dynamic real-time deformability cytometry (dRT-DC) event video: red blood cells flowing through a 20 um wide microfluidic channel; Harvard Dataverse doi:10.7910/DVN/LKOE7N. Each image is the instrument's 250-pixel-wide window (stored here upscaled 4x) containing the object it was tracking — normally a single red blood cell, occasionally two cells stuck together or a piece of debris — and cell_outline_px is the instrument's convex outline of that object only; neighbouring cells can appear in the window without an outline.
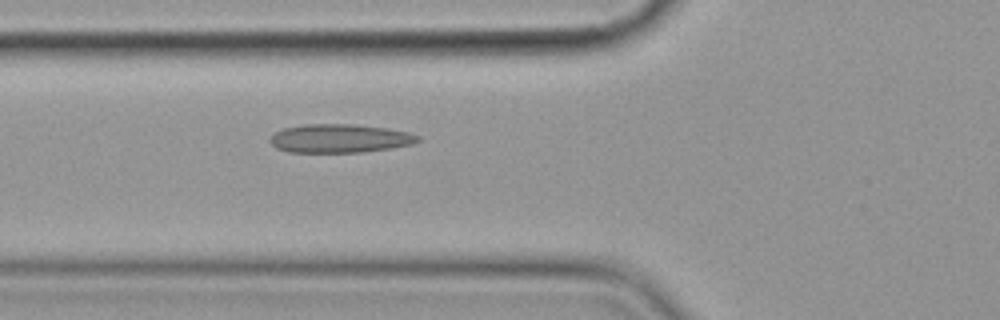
{"species": "common noctule bat (a hibernating species)", "species_latin": "Nyctalus noctula", "temperature_condition": "cold", "stored_images_in_passage": 6, "camera_frame_rate_fps": 3000, "um_per_image_px": 0.085, "animal": {"sex": "female", "body_mass_g": 19.9}, "frame": {"image": 1, "passage_image": 6, "time_ms": 6.667, "image_size_px": [1000, 320], "cell_outline_px": [[420, 140], [412, 144], [392, 148], [364, 152], [288, 152], [276, 148], [268, 140], [276, 132], [284, 128], [304, 124], [352, 124], [388, 128], [408, 132], [420, 136]], "centroid_in_image_um": [28.89, 11.77], "position_along_channel_um": 96.9, "area_um2": 24.68}}